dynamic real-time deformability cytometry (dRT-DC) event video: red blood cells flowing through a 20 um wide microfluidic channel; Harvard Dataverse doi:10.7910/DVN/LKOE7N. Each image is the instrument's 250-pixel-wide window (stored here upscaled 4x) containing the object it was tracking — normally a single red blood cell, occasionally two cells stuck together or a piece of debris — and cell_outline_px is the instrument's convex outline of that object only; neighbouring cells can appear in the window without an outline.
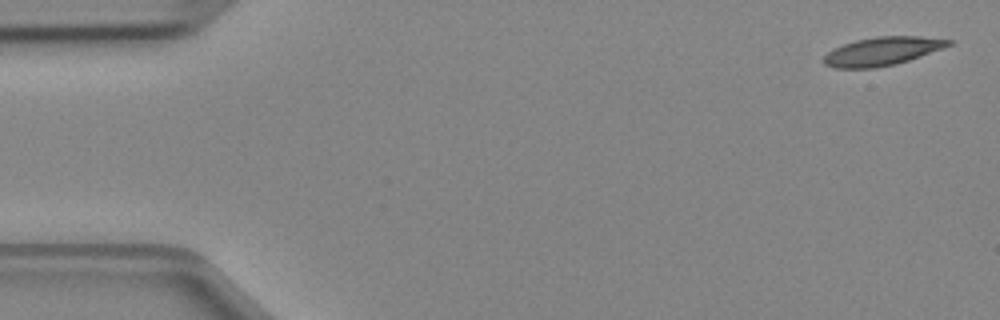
{"species": "Egyptian fruit bat (a non-hibernating species)", "species_latin": "Rousettus aegyptiacus", "temperature_condition": "cold", "stored_images_in_passage": 4, "camera_frame_rate_fps": 3000, "um_per_image_px": 0.085, "animal": {"sex": "female"}, "frame": {"image": 1, "passage_image": 1, "time_ms": 0.0, "image_size_px": [1000, 320], "cell_outline_px": [[956, 40], [952, 44], [944, 48], [908, 60], [876, 68], [836, 68], [824, 64], [824, 56], [832, 48], [856, 40], [876, 36], [920, 36]], "centroid_in_image_um": [75.01, 4.34], "position_along_channel_um": 10.0, "area_um2": 20.63}}
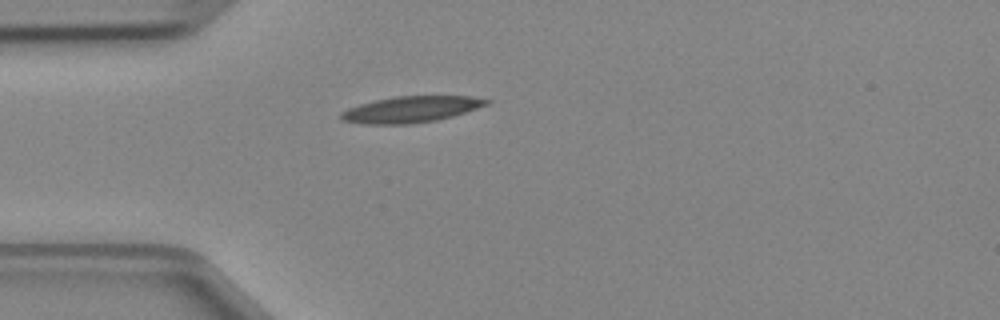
{"frame": {"image": 2, "passage_image": 4, "time_ms": 1.0, "image_size_px": [1000, 320], "cell_outline_px": [[492, 100], [488, 104], [452, 116], [436, 120], [408, 124], [364, 124], [344, 120], [340, 116], [340, 112], [348, 108], [360, 104], [376, 100], [396, 96], [472, 96]], "centroid_in_image_um": [34.94, 9.29], "position_along_channel_um": 50.1, "area_um2": 21.96}}